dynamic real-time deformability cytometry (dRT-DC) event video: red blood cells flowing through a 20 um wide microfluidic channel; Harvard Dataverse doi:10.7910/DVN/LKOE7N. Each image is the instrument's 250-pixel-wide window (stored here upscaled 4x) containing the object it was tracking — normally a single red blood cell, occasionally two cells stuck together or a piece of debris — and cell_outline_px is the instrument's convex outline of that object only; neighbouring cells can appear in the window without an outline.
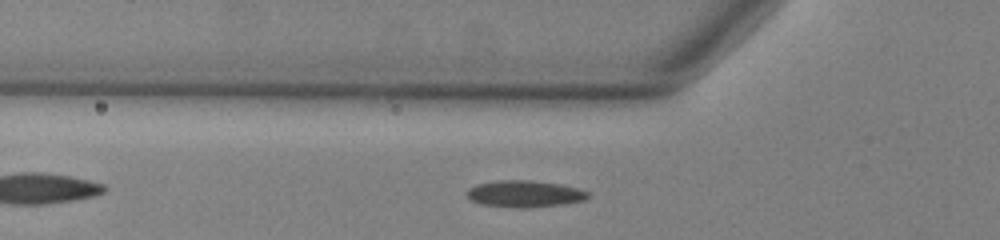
{"species": "common noctule bat (a hibernating species)", "species_latin": "Nyctalus noctula", "temperature_condition": "warm", "stored_images_in_passage": 35, "camera_frame_rate_fps": 3000, "um_per_image_px": 0.085, "animal": {"sex": "male", "body_mass_g": 13.0, "forearm_length_mm": 53.1}, "frame": {"image": 1, "passage_image": 5, "time_ms": 1.333, "image_size_px": [1000, 240], "cell_outline_px": [[588, 196], [584, 200], [564, 204], [528, 208], [520, 208], [480, 204], [472, 200], [464, 192], [468, 188], [476, 184], [496, 180], [528, 180], [560, 184], [580, 188], [588, 192]], "centroid_in_image_um": [44.57, 16.47], "position_along_channel_um": 81.2, "area_um2": 18.96}}
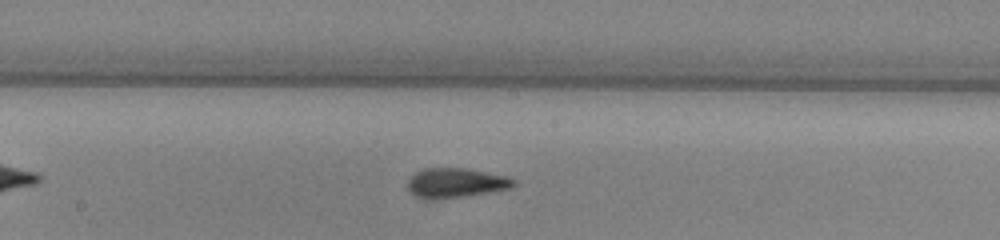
{"frame": {"image": 2, "passage_image": 15, "time_ms": 4.667, "image_size_px": [1000, 240], "cell_outline_px": [[516, 184], [512, 188], [464, 196], [432, 200], [416, 196], [408, 192], [408, 180], [416, 172], [424, 168], [464, 168], [508, 176], [516, 180]], "centroid_in_image_um": [38.74, 15.55], "position_along_channel_um": 209.5, "area_um2": 18.32}}
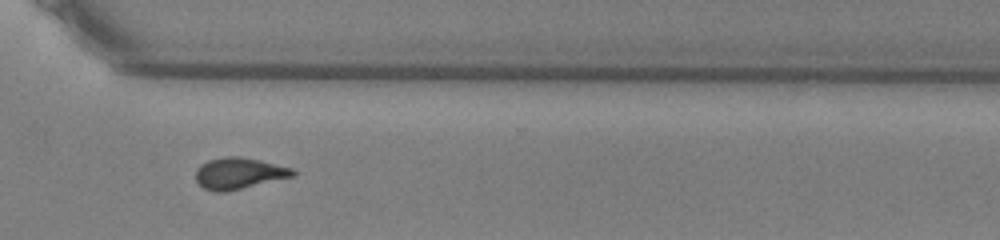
{"frame": {"image": 3, "passage_image": 26, "time_ms": 8.333, "image_size_px": [1000, 240], "cell_outline_px": [[296, 176], [224, 192], [216, 192], [204, 188], [196, 180], [196, 168], [200, 164], [208, 160], [224, 156], [240, 156], [260, 160], [292, 168], [296, 172]], "centroid_in_image_um": [20.31, 14.72], "position_along_channel_um": 350.3, "area_um2": 17.8}, "authors_computed_cell_mechanics": {"area_um2": 17.6868, "velocity_mm_per_s": 3.838, "shape_relaxation_time_tau1_ms": 5.7098, "shape_relaxation_time_tau2_ms": 1.7544, "deformation_change_tau1": 0.154, "deformation_change_tau2": 0.0905}}